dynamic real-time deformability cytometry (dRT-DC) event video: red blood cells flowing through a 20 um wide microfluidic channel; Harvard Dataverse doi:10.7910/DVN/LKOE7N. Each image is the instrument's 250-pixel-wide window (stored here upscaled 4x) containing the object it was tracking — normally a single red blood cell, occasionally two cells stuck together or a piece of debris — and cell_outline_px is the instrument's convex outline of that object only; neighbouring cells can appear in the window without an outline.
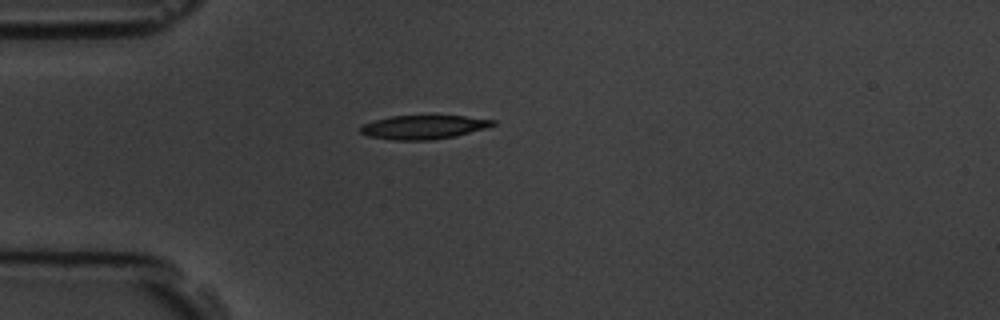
{"species": "common noctule bat (a hibernating species)", "species_latin": "Nyctalus noctula", "temperature_condition": "room temperature", "stored_images_in_passage": 1, "camera_frame_rate_fps": 3000, "um_per_image_px": 0.085, "animal": {"sex": "male", "body_mass_g": 19.5, "forearm_length_mm": 54.6}, "frame": {"image": 1, "passage_image": 1, "time_ms": 0.0, "image_size_px": [1000, 320], "cell_outline_px": [[496, 124], [484, 128], [456, 136], [432, 140], [392, 140], [368, 136], [360, 132], [360, 128], [364, 124], [376, 120], [392, 116], [464, 116], [496, 120]], "centroid_in_image_um": [36.01, 10.81], "position_along_channel_um": 49.0, "area_um2": 18.21}}